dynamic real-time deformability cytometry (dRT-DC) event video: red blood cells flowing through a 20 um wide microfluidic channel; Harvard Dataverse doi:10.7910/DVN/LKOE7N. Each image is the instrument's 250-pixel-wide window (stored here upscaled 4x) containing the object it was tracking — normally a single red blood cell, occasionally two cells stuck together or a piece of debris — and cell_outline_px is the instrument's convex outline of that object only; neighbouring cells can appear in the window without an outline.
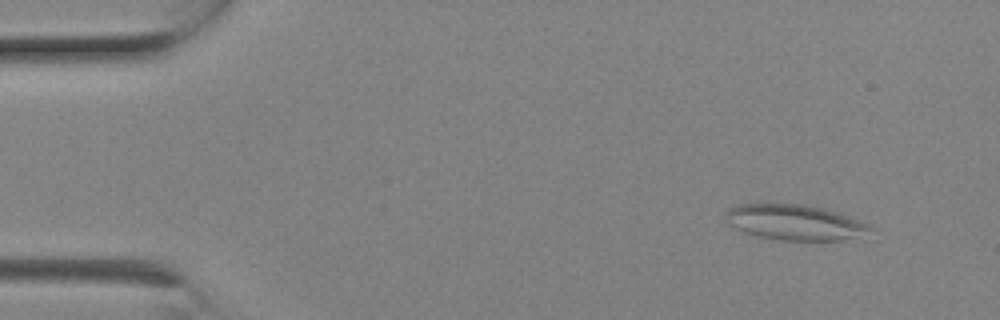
{"species": "Egyptian fruit bat (a non-hibernating species)", "species_latin": "Rousettus aegyptiacus", "temperature_condition": "room temperature", "stored_images_in_passage": 7, "camera_frame_rate_fps": 3000, "um_per_image_px": 0.085, "animal": {"sex": "female"}, "frame": {"image": 1, "passage_image": 2, "time_ms": 0.333, "image_size_px": [1000, 320], "cell_outline_px": [[876, 228], [840, 240], [780, 240], [760, 236], [744, 232], [732, 224], [724, 216], [728, 208], [740, 204], [804, 204], [824, 208], [840, 212], [868, 224]], "centroid_in_image_um": [67.55, 18.87], "position_along_channel_um": 17.5, "area_um2": 29.3}}